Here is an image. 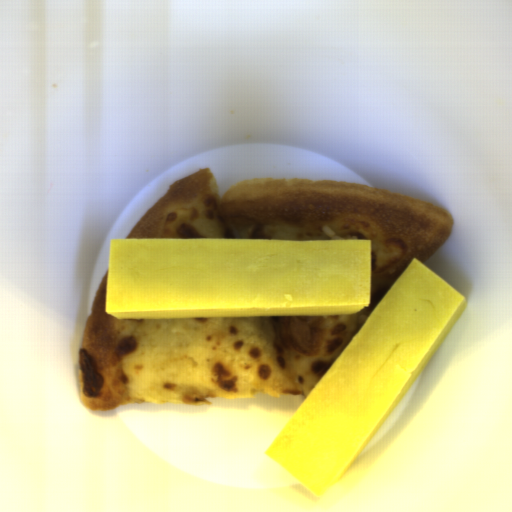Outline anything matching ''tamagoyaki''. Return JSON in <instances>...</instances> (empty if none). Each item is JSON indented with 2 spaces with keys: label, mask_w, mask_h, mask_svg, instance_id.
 <instances>
[{
  "label": "tamagoyaki",
  "mask_w": 512,
  "mask_h": 512,
  "mask_svg": "<svg viewBox=\"0 0 512 512\" xmlns=\"http://www.w3.org/2000/svg\"><path fill=\"white\" fill-rule=\"evenodd\" d=\"M371 240L109 238L104 314L118 319L356 314Z\"/></svg>",
  "instance_id": "81b7327e"
},
{
  "label": "tamagoyaki",
  "mask_w": 512,
  "mask_h": 512,
  "mask_svg": "<svg viewBox=\"0 0 512 512\" xmlns=\"http://www.w3.org/2000/svg\"><path fill=\"white\" fill-rule=\"evenodd\" d=\"M467 307L465 296L414 257L264 453L324 496L339 484Z\"/></svg>",
  "instance_id": "833754b4"
}]
</instances>
